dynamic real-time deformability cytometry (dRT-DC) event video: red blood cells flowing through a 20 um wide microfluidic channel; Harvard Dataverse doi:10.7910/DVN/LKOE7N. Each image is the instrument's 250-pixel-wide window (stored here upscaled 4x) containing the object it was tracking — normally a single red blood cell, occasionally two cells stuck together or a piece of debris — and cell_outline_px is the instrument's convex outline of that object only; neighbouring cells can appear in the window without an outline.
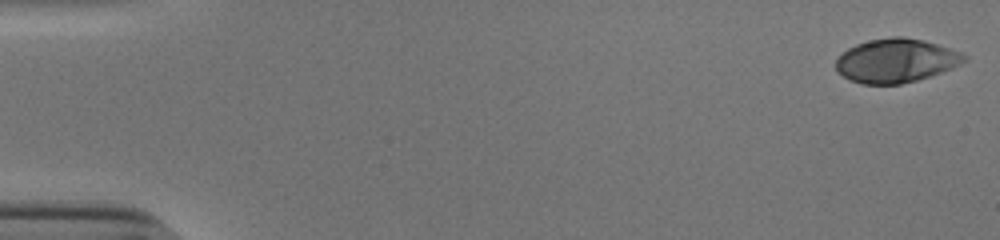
{"species": "human", "species_latin": "Homo sapiens", "temperature_condition": "cold", "stored_images_in_passage": 47, "camera_frame_rate_fps": 3000, "um_per_image_px": 0.085, "donor": {"sex": "male"}, "frame": {"image": 1, "passage_image": 1, "time_ms": 0.0, "image_size_px": [1000, 240], "cell_outline_px": [[968, 60], [952, 68], [916, 80], [900, 84], [860, 84], [848, 80], [836, 72], [836, 60], [848, 48], [856, 44], [868, 40], [892, 36], [904, 36], [924, 40], [960, 52], [968, 56]], "centroid_in_image_um": [76.13, 5.15], "position_along_channel_um": 8.9, "area_um2": 32.83}}
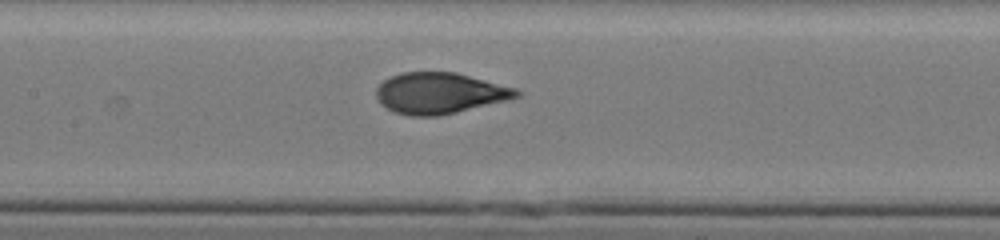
{"frame": {"image": 2, "passage_image": 26, "time_ms": 8.333, "image_size_px": [1000, 240], "cell_outline_px": [[520, 96], [508, 100], [456, 112], [436, 116], [408, 116], [396, 112], [380, 104], [376, 96], [376, 88], [384, 80], [400, 72], [456, 72], [516, 88], [520, 92]], "centroid_in_image_um": [37.36, 7.91], "position_along_channel_um": 170.0, "area_um2": 33.47}}
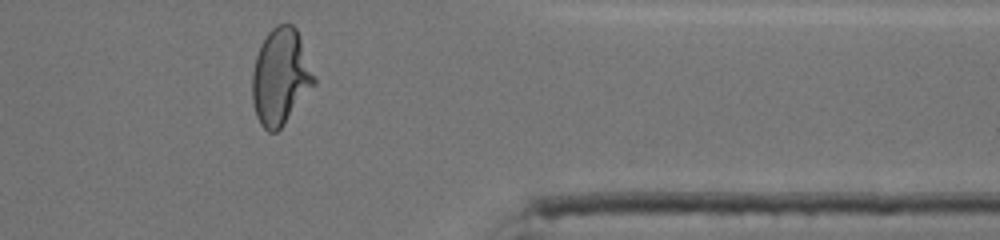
{"frame": {"image": 3, "passage_image": 44, "time_ms": 14.333, "image_size_px": [1000, 240], "cell_outline_px": [[316, 84], [284, 124], [276, 132], [268, 132], [260, 124], [256, 116], [252, 100], [252, 72], [256, 56], [260, 44], [268, 32], [276, 24], [292, 24], [296, 28], [316, 76]], "centroid_in_image_um": [23.85, 6.53], "position_along_channel_um": 387.6, "area_um2": 34.91}, "authors_computed_cell_mechanics": {"area_um2": 33.524, "velocity_mm_per_s": 3.86, "shape_relaxation_time_tau1_ms": 4.8279, "shape_relaxation_time_tau2_ms": null, "deformation_change_tau1": 0.2181, "deformation_change_tau2": null}}